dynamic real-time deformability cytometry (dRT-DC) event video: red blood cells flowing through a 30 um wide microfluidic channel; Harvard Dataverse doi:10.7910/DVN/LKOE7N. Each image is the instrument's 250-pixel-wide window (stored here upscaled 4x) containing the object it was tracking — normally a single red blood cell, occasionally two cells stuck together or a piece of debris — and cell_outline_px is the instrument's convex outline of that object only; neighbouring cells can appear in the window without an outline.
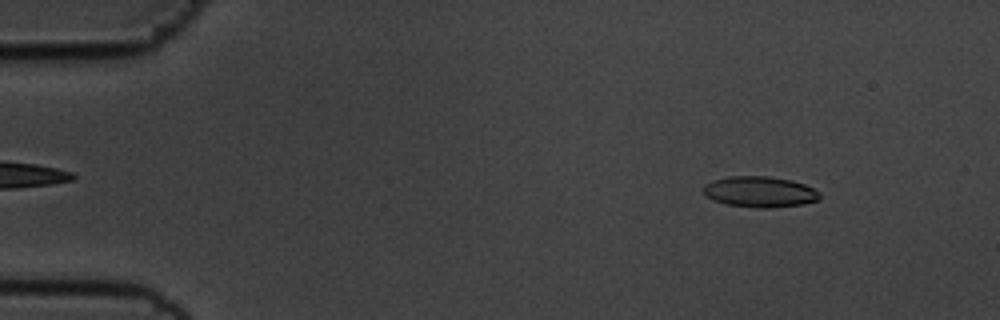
{"species": "common noctule bat (a hibernating species)", "species_latin": "Nyctalus noctula", "temperature_condition": "cold", "stored_images_in_passage": 55, "camera_frame_rate_fps": 3000, "um_per_image_px": 0.085, "animal": {"sex": "male", "body_mass_g": 19.5, "forearm_length_mm": 54.6}, "frame": {"image": 1, "passage_image": 6, "time_ms": 1.667, "image_size_px": [1000, 320], "cell_outline_px": [[820, 200], [804, 204], [772, 208], [756, 208], [728, 204], [712, 200], [704, 192], [704, 184], [712, 180], [728, 176], [768, 176], [792, 180], [804, 184], [820, 192]], "centroid_in_image_um": [64.61, 16.3], "position_along_channel_um": 20.4, "area_um2": 21.04}}
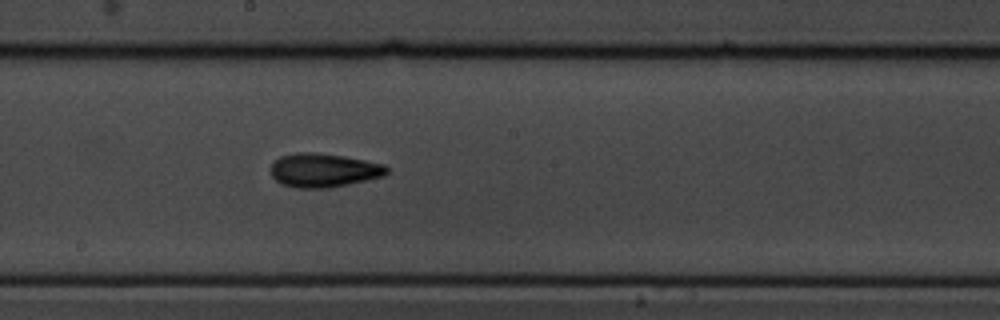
{"frame": {"image": 2, "passage_image": 30, "time_ms": 9.667, "image_size_px": [1000, 320], "cell_outline_px": [[388, 172], [384, 176], [348, 184], [328, 188], [296, 188], [284, 184], [276, 180], [272, 176], [272, 160], [280, 156], [296, 152], [312, 152], [344, 156], [384, 164], [388, 168]], "centroid_in_image_um": [27.5, 14.46], "position_along_channel_um": 220.7, "area_um2": 22.83}}
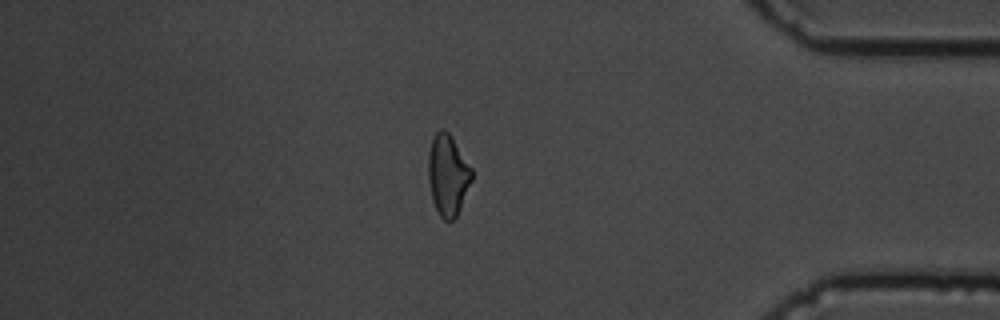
{"frame": {"image": 3, "passage_image": 47, "time_ms": 15.333, "image_size_px": [1000, 320], "cell_outline_px": [[472, 180], [460, 208], [456, 216], [452, 220], [444, 220], [440, 216], [432, 200], [428, 180], [428, 152], [432, 136], [440, 128], [444, 128], [452, 136], [472, 168]], "centroid_in_image_um": [38.05, 14.83], "position_along_channel_um": 397.1, "area_um2": 20.69}, "authors_computed_cell_mechanics": {"area_um2": 20.8658, "velocity_mm_per_s": 3.6222, "shape_relaxation_time_tau1_ms": 3.0907, "shape_relaxation_time_tau2_ms": 5.5818, "deformation_change_tau1": 0.1032, "deformation_change_tau2": 0.15}}